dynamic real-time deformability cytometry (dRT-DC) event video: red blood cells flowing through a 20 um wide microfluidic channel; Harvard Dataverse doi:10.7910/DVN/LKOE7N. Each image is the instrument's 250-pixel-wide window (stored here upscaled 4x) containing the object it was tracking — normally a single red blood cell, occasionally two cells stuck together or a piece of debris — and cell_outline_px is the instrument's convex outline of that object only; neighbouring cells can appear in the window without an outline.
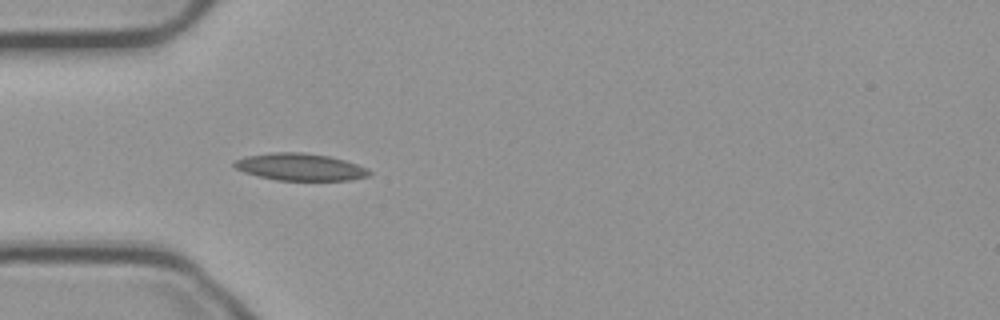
{"species": "common noctule bat (a hibernating species)", "species_latin": "Nyctalus noctula", "temperature_condition": "cold", "stored_images_in_passage": 11, "camera_frame_rate_fps": 3000, "um_per_image_px": 0.085, "animal": {"sex": "male", "body_mass_g": 23.1, "forearm_length_mm": 52.7}, "frame": {"image": 1, "passage_image": 5, "time_ms": 1.333, "image_size_px": [1000, 320], "cell_outline_px": [[372, 172], [368, 176], [352, 180], [276, 180], [256, 176], [244, 172], [236, 168], [232, 164], [236, 160], [244, 156], [272, 152], [304, 152], [328, 156], [344, 160], [368, 168]], "centroid_in_image_um": [25.5, 14.19], "position_along_channel_um": 59.5, "area_um2": 21.44}}
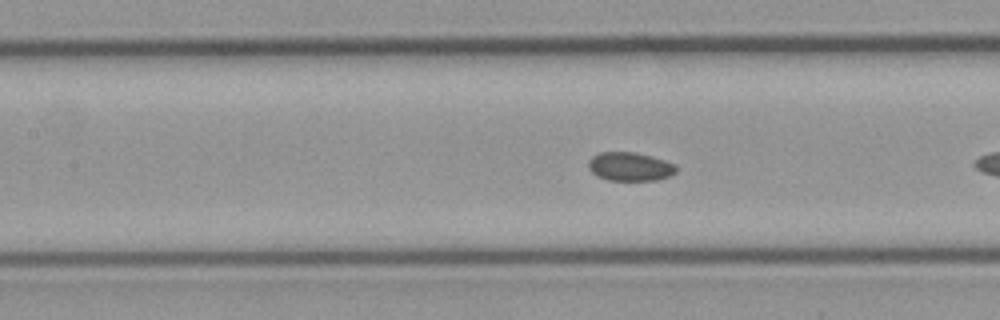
{"frame": {"image": 2, "passage_image": 10, "time_ms": 3.0, "image_size_px": [1000, 320], "cell_outline_px": [[676, 172], [668, 176], [656, 180], [608, 180], [596, 176], [588, 168], [588, 160], [592, 156], [600, 152], [632, 152], [652, 156], [676, 164]], "centroid_in_image_um": [53.52, 14.16], "position_along_channel_um": 153.9, "area_um2": 14.68}}